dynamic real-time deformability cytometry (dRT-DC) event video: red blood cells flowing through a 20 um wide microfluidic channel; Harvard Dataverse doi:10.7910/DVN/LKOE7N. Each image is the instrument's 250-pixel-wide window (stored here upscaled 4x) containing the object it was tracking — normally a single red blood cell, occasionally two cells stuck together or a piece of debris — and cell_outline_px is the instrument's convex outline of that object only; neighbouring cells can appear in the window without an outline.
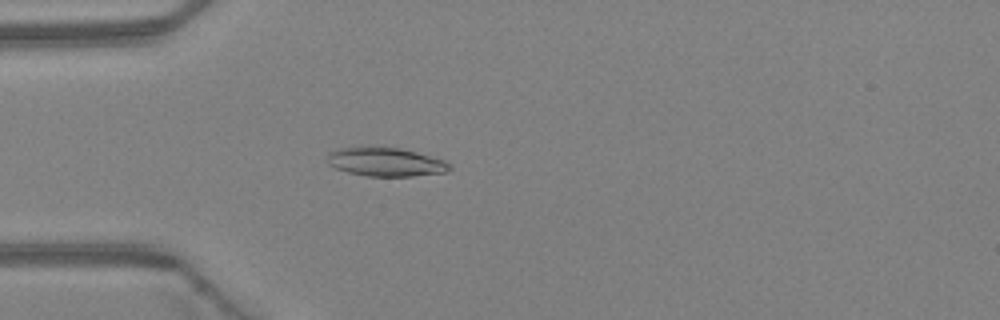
{"species": "Egyptian fruit bat (a non-hibernating species)", "species_latin": "Rousettus aegyptiacus", "temperature_condition": "warm", "stored_images_in_passage": 3, "camera_frame_rate_fps": 3000, "um_per_image_px": 0.085, "animal": {"sex": "female"}, "frame": {"image": 1, "passage_image": 3, "time_ms": 0.667, "image_size_px": [1000, 320], "cell_outline_px": [[452, 168], [444, 172], [412, 176], [368, 176], [348, 172], [336, 168], [328, 164], [328, 152], [336, 148], [400, 148], [416, 152], [444, 160], [452, 164]], "centroid_in_image_um": [32.79, 13.78], "position_along_channel_um": 52.2, "area_um2": 20.11}}